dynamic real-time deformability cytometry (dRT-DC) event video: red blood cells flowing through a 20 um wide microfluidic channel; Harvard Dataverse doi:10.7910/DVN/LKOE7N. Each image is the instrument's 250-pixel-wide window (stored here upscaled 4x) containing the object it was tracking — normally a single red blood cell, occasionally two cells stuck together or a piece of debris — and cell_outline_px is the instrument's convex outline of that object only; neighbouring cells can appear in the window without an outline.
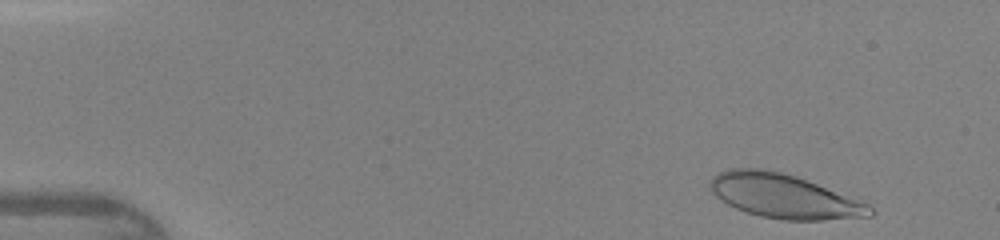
{"species": "human", "species_latin": "Homo sapiens", "temperature_condition": "warm", "stored_images_in_passage": 39, "camera_frame_rate_fps": 3000, "um_per_image_px": 0.085, "donor": {"sex": "female"}, "frame": {"image": 1, "passage_image": 2, "time_ms": 0.333, "image_size_px": [1000, 240], "cell_outline_px": [[876, 212], [872, 216], [824, 220], [784, 220], [760, 216], [736, 208], [728, 204], [716, 196], [708, 188], [708, 184], [712, 176], [720, 172], [732, 168], [760, 168], [780, 172], [796, 176], [868, 204]], "centroid_in_image_um": [66.61, 16.67], "position_along_channel_um": 18.4, "area_um2": 40.75}}
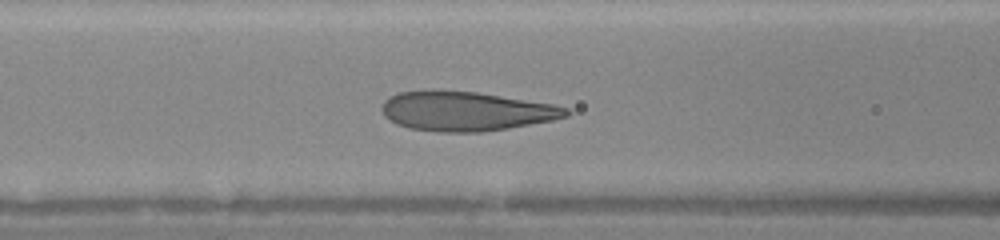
{"frame": {"image": 2, "passage_image": 17, "time_ms": 5.333, "image_size_px": [1000, 240], "cell_outline_px": [[572, 112], [568, 116], [552, 120], [508, 128], [480, 132], [440, 132], [408, 128], [396, 124], [384, 116], [380, 108], [384, 100], [388, 96], [400, 92], [476, 92], [552, 104], [568, 108]], "centroid_in_image_um": [39.6, 9.48], "position_along_channel_um": 127.0, "area_um2": 41.67}}
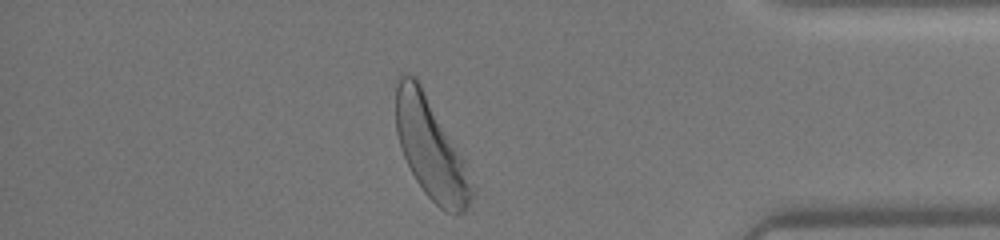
{"frame": {"image": 3, "passage_image": 37, "time_ms": 12.0, "image_size_px": [1000, 240], "cell_outline_px": [[472, 196], [464, 212], [456, 216], [440, 208], [424, 192], [416, 180], [400, 148], [396, 132], [396, 76], [400, 72], [416, 76], [464, 160], [472, 188]], "centroid_in_image_um": [36.57, 12.58], "position_along_channel_um": 398.6, "area_um2": 43.87}}